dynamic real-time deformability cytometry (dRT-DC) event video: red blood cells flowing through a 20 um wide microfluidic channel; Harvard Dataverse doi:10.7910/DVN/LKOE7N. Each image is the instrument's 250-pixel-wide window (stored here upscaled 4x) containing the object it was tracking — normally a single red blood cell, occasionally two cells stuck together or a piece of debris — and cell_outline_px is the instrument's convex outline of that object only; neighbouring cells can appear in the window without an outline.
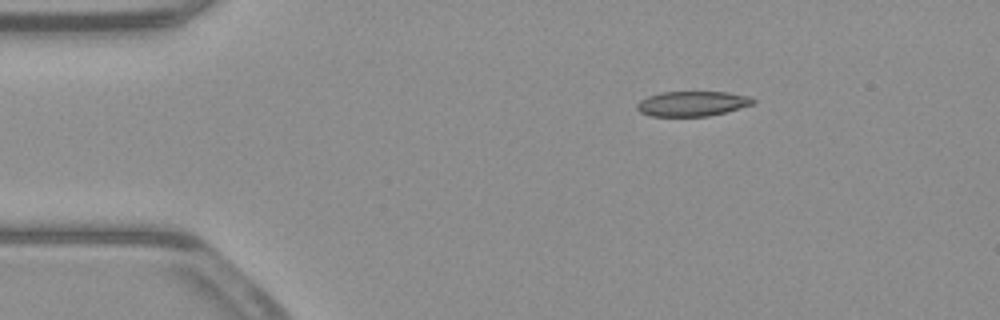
{"species": "common noctule bat (a hibernating species)", "species_latin": "Nyctalus noctula", "temperature_condition": "warm", "stored_images_in_passage": 9, "camera_frame_rate_fps": 3000, "um_per_image_px": 0.085, "animal": {"sex": "male", "body_mass_g": 23.1, "forearm_length_mm": 52.7}, "frame": {"image": 1, "passage_image": 1, "time_ms": 0.0, "image_size_px": [1000, 320], "cell_outline_px": [[756, 100], [752, 104], [724, 112], [708, 116], [648, 116], [640, 112], [636, 108], [636, 104], [640, 100], [648, 96], [660, 92], [728, 92], [752, 96]], "centroid_in_image_um": [58.82, 8.8], "position_along_channel_um": 26.2, "area_um2": 16.94}}
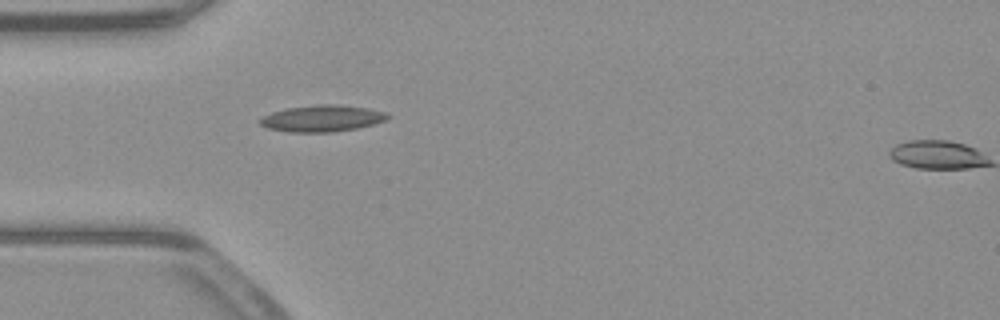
{"frame": {"image": 2, "passage_image": 8, "time_ms": 2.333, "image_size_px": [1000, 320], "cell_outline_px": [[392, 116], [388, 120], [356, 128], [332, 132], [288, 132], [268, 128], [260, 124], [256, 120], [272, 112], [288, 108], [320, 104], [340, 104], [368, 108], [388, 112]], "centroid_in_image_um": [27.42, 10.06], "position_along_channel_um": 57.6, "area_um2": 19.88}}